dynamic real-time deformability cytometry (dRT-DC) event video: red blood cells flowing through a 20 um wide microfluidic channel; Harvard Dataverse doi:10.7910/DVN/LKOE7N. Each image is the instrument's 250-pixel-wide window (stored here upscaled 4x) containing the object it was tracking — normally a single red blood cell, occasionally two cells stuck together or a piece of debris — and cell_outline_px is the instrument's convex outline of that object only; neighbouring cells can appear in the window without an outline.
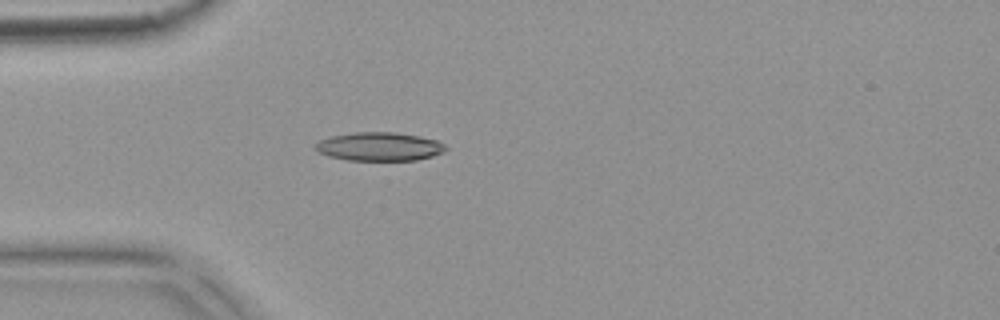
{"species": "common noctule bat (a hibernating species)", "species_latin": "Nyctalus noctula", "temperature_condition": "warm", "stored_images_in_passage": 4, "camera_frame_rate_fps": 3000, "um_per_image_px": 0.085, "animal": {"sex": "female", "body_mass_g": 18.4}, "frame": {"image": 1, "passage_image": 4, "time_ms": 1.0, "image_size_px": [1000, 320], "cell_outline_px": [[448, 148], [444, 152], [432, 156], [416, 160], [348, 160], [328, 156], [320, 152], [316, 148], [316, 144], [320, 140], [332, 136], [356, 132], [396, 132], [420, 136], [436, 140], [444, 144]], "centroid_in_image_um": [32.29, 12.45], "position_along_channel_um": 52.7, "area_um2": 21.56}}